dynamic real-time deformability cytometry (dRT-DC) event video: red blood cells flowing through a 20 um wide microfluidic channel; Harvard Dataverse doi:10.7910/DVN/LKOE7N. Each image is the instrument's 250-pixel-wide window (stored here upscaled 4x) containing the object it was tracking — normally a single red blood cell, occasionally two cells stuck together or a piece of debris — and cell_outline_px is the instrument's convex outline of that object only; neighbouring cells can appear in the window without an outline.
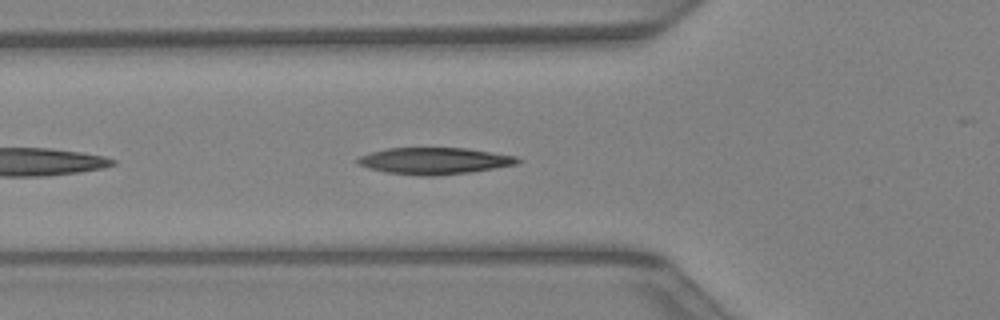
{"species": "Egyptian fruit bat (a non-hibernating species)", "species_latin": "Rousettus aegyptiacus", "temperature_condition": "warm", "stored_images_in_passage": 32, "camera_frame_rate_fps": 3000, "um_per_image_px": 0.085, "animal": {"sex": "female"}, "frame": {"image": 1, "passage_image": 4, "time_ms": 1.0, "image_size_px": [1000, 320], "cell_outline_px": [[524, 160], [520, 164], [468, 172], [436, 176], [420, 176], [388, 172], [368, 168], [360, 164], [356, 160], [360, 156], [372, 152], [388, 148], [464, 148], [516, 156]], "centroid_in_image_um": [36.98, 13.67], "position_along_channel_um": 88.8, "area_um2": 24.68}}
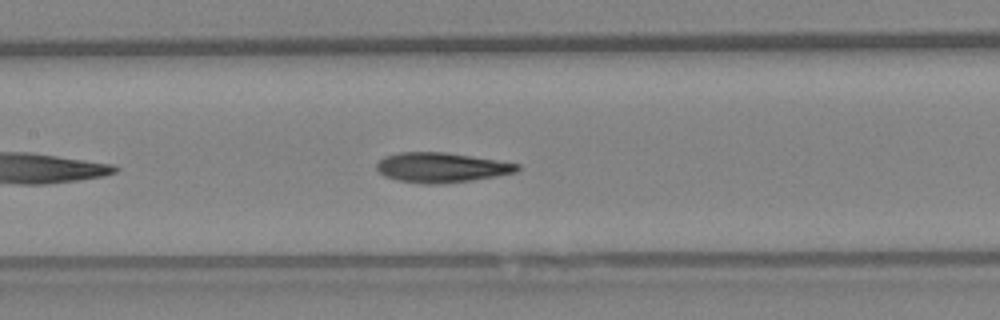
{"frame": {"image": 2, "passage_image": 9, "time_ms": 2.667, "image_size_px": [1000, 320], "cell_outline_px": [[520, 168], [516, 172], [496, 176], [472, 180], [436, 184], [424, 184], [396, 180], [384, 176], [376, 168], [376, 164], [384, 156], [400, 152], [444, 152], [496, 160], [520, 164]], "centroid_in_image_um": [37.49, 14.24], "position_along_channel_um": 169.9, "area_um2": 24.33}}
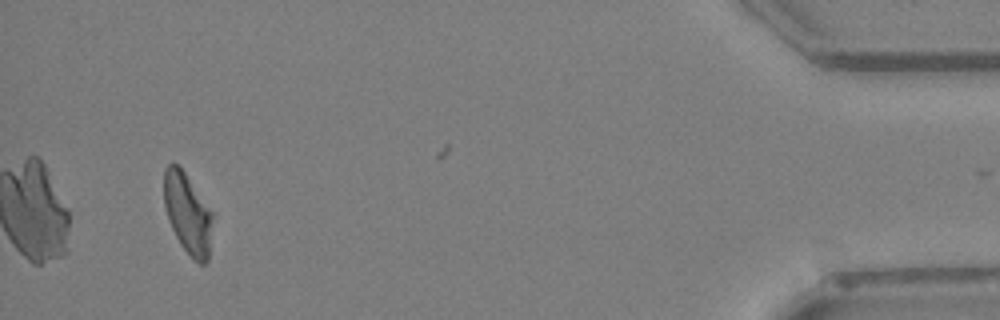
{"frame": {"image": 3, "passage_image": 29, "time_ms": 9.333, "image_size_px": [1000, 320], "cell_outline_px": [[212, 220], [208, 260], [204, 264], [200, 264], [192, 260], [180, 244], [168, 220], [164, 204], [164, 168], [168, 164], [176, 164], [184, 172], [212, 212]], "centroid_in_image_um": [15.93, 18.18], "position_along_channel_um": 419.3, "area_um2": 22.54}}